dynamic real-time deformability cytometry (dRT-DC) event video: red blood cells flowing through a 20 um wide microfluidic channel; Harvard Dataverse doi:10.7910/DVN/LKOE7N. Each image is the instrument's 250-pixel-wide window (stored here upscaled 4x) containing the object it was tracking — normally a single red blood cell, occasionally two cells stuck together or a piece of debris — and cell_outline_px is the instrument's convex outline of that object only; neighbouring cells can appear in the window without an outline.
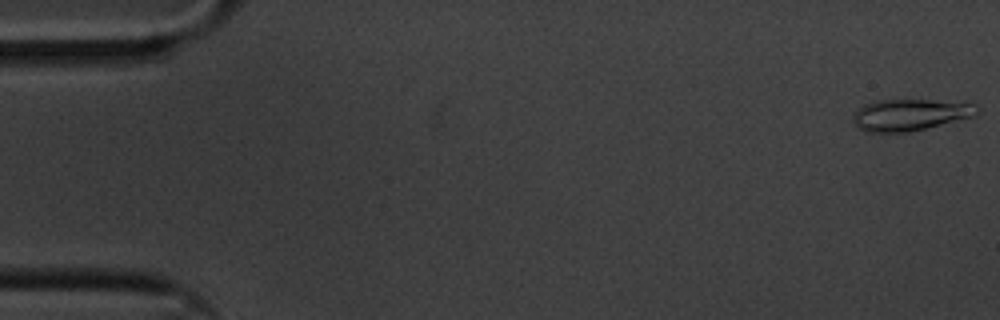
{"species": "common noctule bat (a hibernating species)", "species_latin": "Nyctalus noctula", "temperature_condition": "cold", "stored_images_in_passage": 59, "camera_frame_rate_fps": 3000, "um_per_image_px": 0.085, "animal": {"sex": "male", "body_mass_g": 20.1, "forearm_length_mm": 53.5}, "frame": {"image": 1, "passage_image": 1, "time_ms": 0.0, "image_size_px": [1000, 320], "cell_outline_px": [[968, 116], [924, 128], [900, 132], [880, 132], [864, 128], [856, 120], [856, 116], [864, 108], [872, 104], [892, 100], [924, 100], [964, 104]], "centroid_in_image_um": [77.23, 9.77], "position_along_channel_um": 7.8, "area_um2": 19.48}}
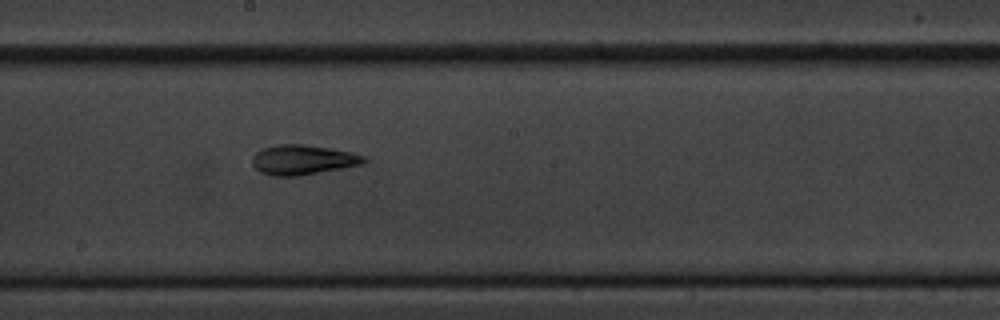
{"frame": {"image": 2, "passage_image": 32, "time_ms": 10.333, "image_size_px": [1000, 320], "cell_outline_px": [[368, 160], [360, 164], [316, 172], [292, 176], [276, 176], [260, 172], [252, 164], [252, 156], [256, 152], [264, 148], [280, 144], [300, 144], [328, 148], [348, 152], [364, 156]], "centroid_in_image_um": [25.67, 13.57], "position_along_channel_um": 222.5, "area_um2": 18.73}}
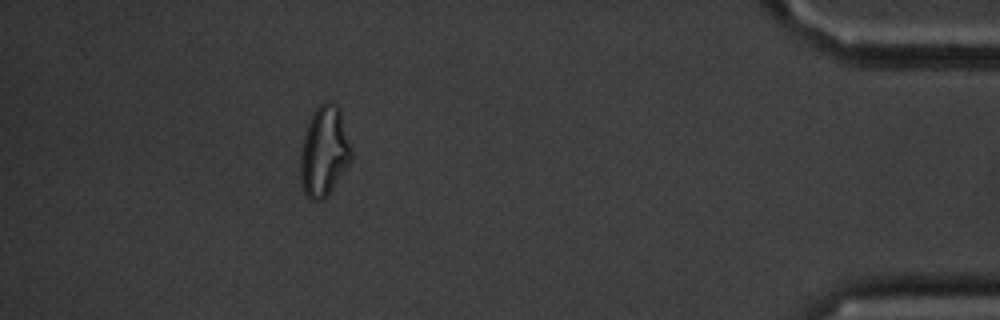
{"frame": {"image": 3, "passage_image": 53, "time_ms": 17.333, "image_size_px": [1000, 320], "cell_outline_px": [[352, 156], [328, 192], [320, 200], [312, 200], [304, 192], [300, 176], [300, 156], [308, 124], [316, 108], [320, 104], [328, 104], [340, 108], [352, 152]], "centroid_in_image_um": [27.53, 12.87], "position_along_channel_um": 407.7, "area_um2": 25.37}, "authors_computed_cell_mechanics": {"area_um2": 17.8602, "velocity_mm_per_s": 3.395, "shape_relaxation_time_tau1_ms": null, "shape_relaxation_time_tau2_ms": 3.6689, "deformation_change_tau1": null, "deformation_change_tau2": 0.1099}}